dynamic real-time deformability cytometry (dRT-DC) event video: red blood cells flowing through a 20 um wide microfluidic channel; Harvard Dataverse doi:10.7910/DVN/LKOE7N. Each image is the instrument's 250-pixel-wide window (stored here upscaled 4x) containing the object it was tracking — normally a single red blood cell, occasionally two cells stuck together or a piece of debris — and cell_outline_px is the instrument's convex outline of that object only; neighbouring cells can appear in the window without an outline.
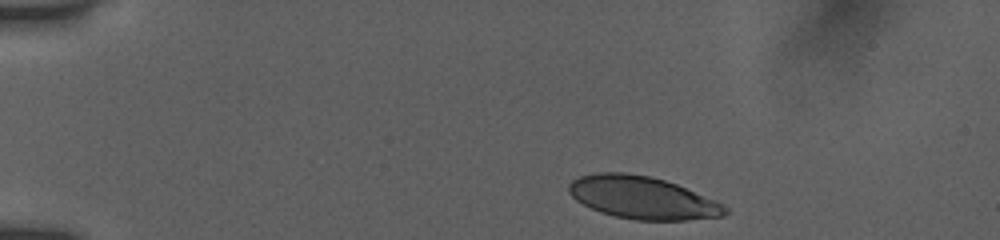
{"species": "human", "species_latin": "Homo sapiens", "temperature_condition": "room temperature", "stored_images_in_passage": 9, "camera_frame_rate_fps": 3000, "um_per_image_px": 0.085, "donor": {"sex": "female"}, "frame": {"image": 1, "passage_image": 1, "time_ms": 0.0, "image_size_px": [1000, 240], "cell_outline_px": [[728, 212], [724, 216], [688, 220], [636, 220], [616, 216], [600, 212], [576, 200], [568, 192], [568, 184], [572, 180], [580, 176], [596, 172], [624, 172], [652, 176], [676, 184], [716, 200], [728, 208]], "centroid_in_image_um": [54.61, 16.79], "position_along_channel_um": 30.4, "area_um2": 38.78}}
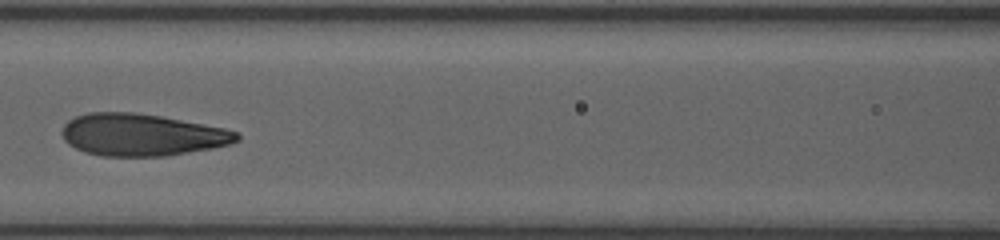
{"frame": {"image": 2, "passage_image": 7, "time_ms": 5.333, "image_size_px": [1000, 240], "cell_outline_px": [[240, 140], [228, 144], [212, 148], [164, 156], [104, 156], [84, 152], [68, 144], [64, 140], [60, 132], [64, 124], [68, 120], [76, 116], [88, 112], [136, 112], [160, 116], [224, 128], [236, 132], [240, 136]], "centroid_in_image_um": [12.0, 11.45], "position_along_channel_um": 154.6, "area_um2": 42.83}}
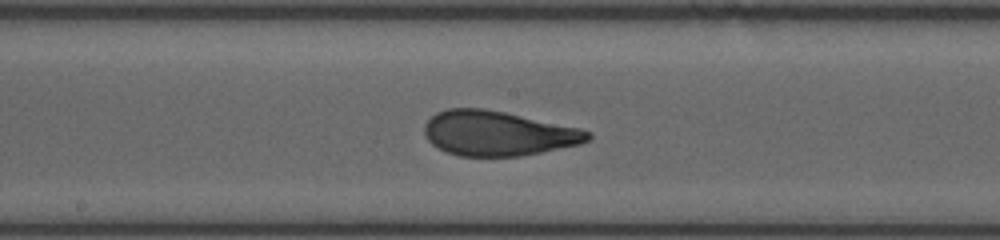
{"frame": {"image": 3, "passage_image": 9, "time_ms": 6.667, "image_size_px": [1000, 240], "cell_outline_px": [[592, 136], [588, 140], [580, 144], [520, 156], [460, 156], [444, 152], [436, 148], [424, 136], [424, 124], [436, 112], [448, 108], [484, 108], [504, 112], [580, 128], [592, 132]], "centroid_in_image_um": [42.28, 11.34], "position_along_channel_um": 205.9, "area_um2": 42.71}}